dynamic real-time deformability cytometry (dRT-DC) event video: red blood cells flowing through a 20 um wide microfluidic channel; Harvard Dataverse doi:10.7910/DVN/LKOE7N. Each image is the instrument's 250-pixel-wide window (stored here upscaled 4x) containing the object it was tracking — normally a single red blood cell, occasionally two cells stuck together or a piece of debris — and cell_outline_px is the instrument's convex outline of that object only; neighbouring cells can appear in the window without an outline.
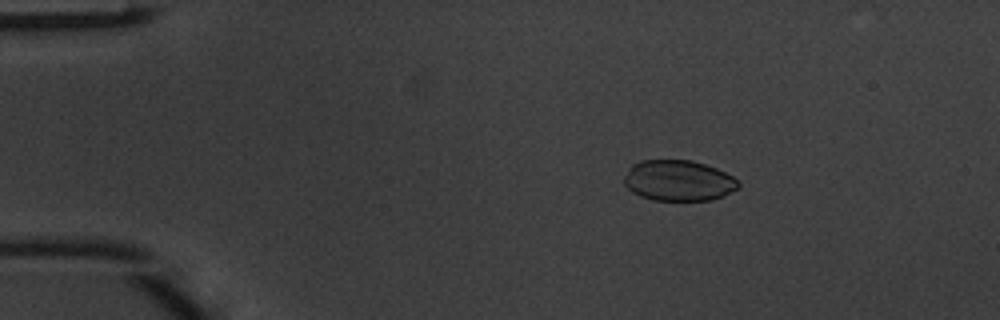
{"species": "common noctule bat (a hibernating species)", "species_latin": "Nyctalus noctula", "temperature_condition": "warm", "stored_images_in_passage": 49, "camera_frame_rate_fps": 3000, "um_per_image_px": 0.085, "animal": {"sex": "male", "body_mass_g": 20.1, "forearm_length_mm": 53.5}, "frame": {"image": 1, "passage_image": 9, "time_ms": 2.667, "image_size_px": [1000, 320], "cell_outline_px": [[740, 188], [724, 196], [712, 200], [652, 200], [640, 196], [632, 192], [624, 184], [624, 176], [628, 168], [632, 164], [640, 160], [692, 160], [716, 168], [732, 176], [740, 184]], "centroid_in_image_um": [57.66, 15.35], "position_along_channel_um": 27.3, "area_um2": 27.34}}
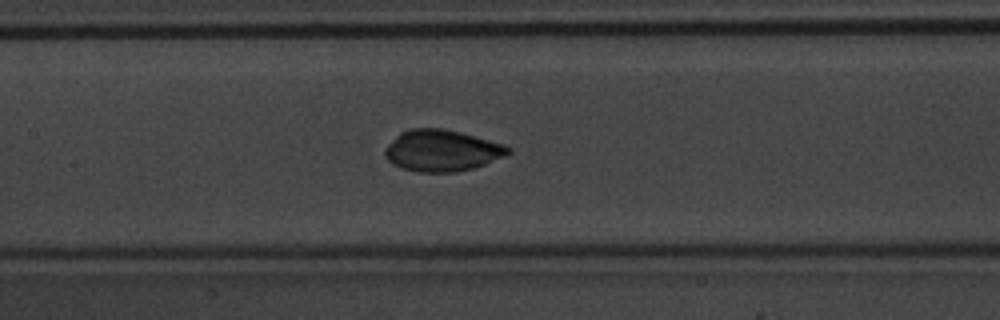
{"frame": {"image": 2, "passage_image": 24, "time_ms": 7.667, "image_size_px": [1000, 320], "cell_outline_px": [[512, 152], [504, 156], [484, 164], [472, 168], [452, 172], [420, 172], [400, 168], [392, 164], [384, 156], [384, 148], [400, 132], [412, 128], [444, 128], [460, 132], [504, 144], [512, 148]], "centroid_in_image_um": [37.53, 12.79], "position_along_channel_um": 169.9, "area_um2": 29.77}}
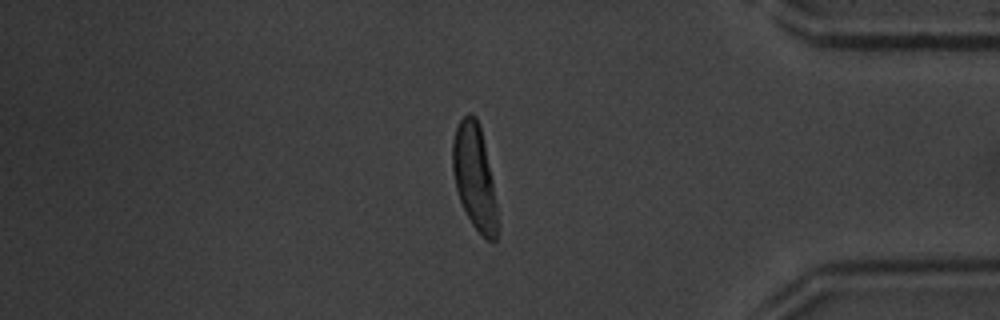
{"frame": {"image": 3, "passage_image": 42, "time_ms": 13.667, "image_size_px": [1000, 320], "cell_outline_px": [[496, 240], [488, 240], [472, 224], [460, 200], [456, 188], [452, 172], [452, 140], [456, 128], [460, 120], [468, 112], [472, 112], [476, 116], [480, 128], [484, 144], [492, 180], [496, 208]], "centroid_in_image_um": [40.29, 14.96], "position_along_channel_um": 394.9, "area_um2": 26.76}, "authors_computed_cell_mechanics": {"area_um2": 27.9174, "velocity_mm_per_s": 4.1721, "shape_relaxation_time_tau1_ms": 3.418, "shape_relaxation_time_tau2_ms": 1.319, "deformation_change_tau1": 0.1758, "deformation_change_tau2": 0.0321}}